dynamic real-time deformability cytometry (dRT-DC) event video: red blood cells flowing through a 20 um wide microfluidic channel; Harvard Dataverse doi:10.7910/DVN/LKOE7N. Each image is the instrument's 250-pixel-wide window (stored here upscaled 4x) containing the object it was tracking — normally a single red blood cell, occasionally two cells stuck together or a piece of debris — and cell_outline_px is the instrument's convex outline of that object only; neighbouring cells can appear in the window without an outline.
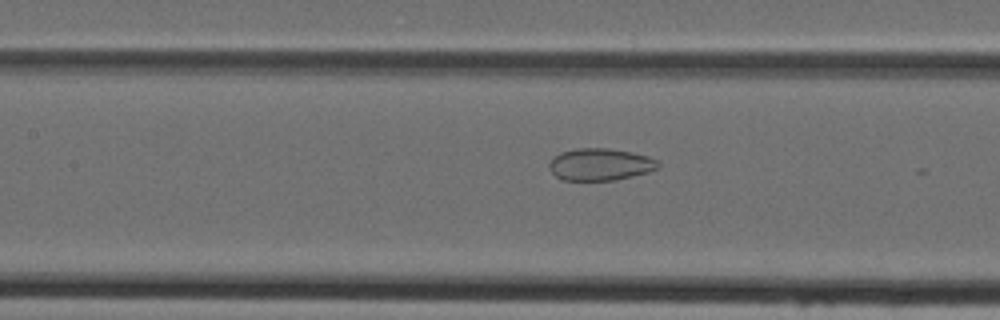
{"species": "Egyptian fruit bat (a non-hibernating species)", "species_latin": "Rousettus aegyptiacus", "temperature_condition": "cold", "stored_images_in_passage": 15, "camera_frame_rate_fps": 3000, "um_per_image_px": 0.085, "animal": {"sex": "female"}, "frame": {"image": 1, "passage_image": 7, "time_ms": 2.0, "image_size_px": [1000, 320], "cell_outline_px": [[660, 168], [648, 172], [616, 180], [564, 180], [556, 176], [552, 172], [548, 164], [560, 152], [576, 148], [608, 148], [632, 152], [648, 156], [656, 160], [660, 164]], "centroid_in_image_um": [51.04, 13.97], "position_along_channel_um": 156.4, "area_um2": 20.35}}
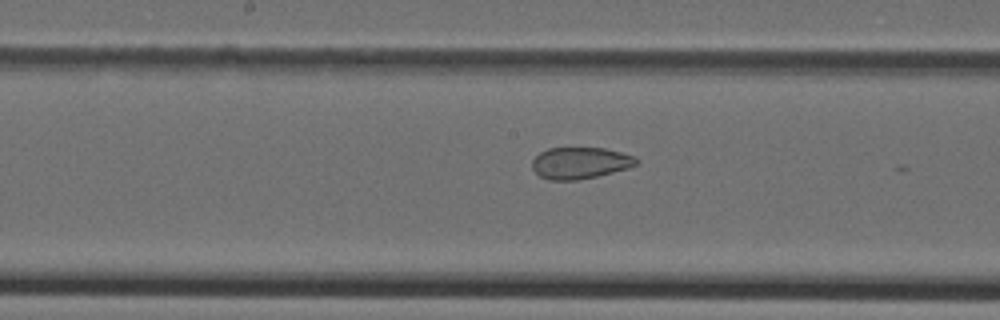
{"frame": {"image": 2, "passage_image": 10, "time_ms": 3.0, "image_size_px": [1000, 320], "cell_outline_px": [[640, 164], [628, 168], [596, 176], [576, 180], [548, 180], [540, 176], [532, 168], [532, 160], [540, 152], [548, 148], [604, 148], [636, 156], [640, 160]], "centroid_in_image_um": [49.34, 13.85], "position_along_channel_um": 198.9, "area_um2": 19.25}}
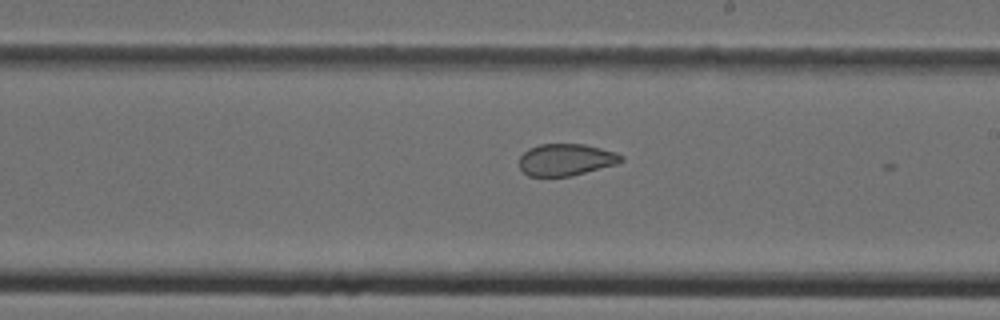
{"frame": {"image": 3, "passage_image": 13, "time_ms": 4.0, "image_size_px": [1000, 320], "cell_outline_px": [[624, 160], [616, 164], [572, 176], [528, 176], [520, 168], [520, 156], [528, 148], [540, 144], [584, 144], [616, 152], [624, 156]], "centroid_in_image_um": [48.11, 13.57], "position_along_channel_um": 240.9, "area_um2": 18.96}}